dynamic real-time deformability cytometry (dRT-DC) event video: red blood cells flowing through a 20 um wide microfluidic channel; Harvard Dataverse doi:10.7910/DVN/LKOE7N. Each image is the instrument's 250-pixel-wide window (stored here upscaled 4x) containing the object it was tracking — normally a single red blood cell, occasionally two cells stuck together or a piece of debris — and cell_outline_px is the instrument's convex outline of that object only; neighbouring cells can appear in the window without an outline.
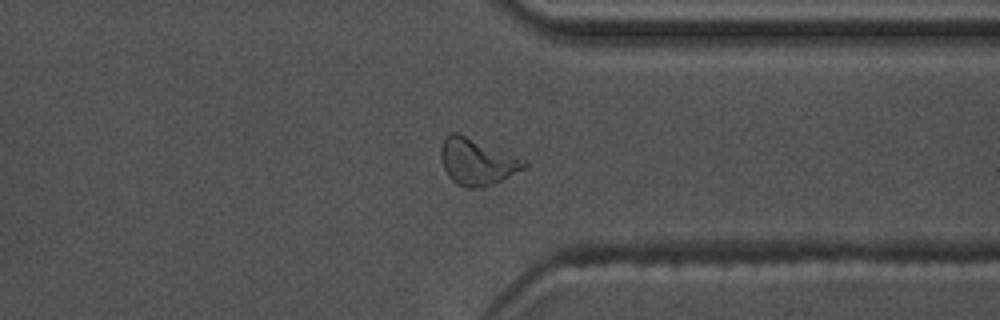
{"species": "common noctule bat (a hibernating species)", "species_latin": "Nyctalus noctula", "temperature_condition": "warm", "stored_images_in_passage": 54, "camera_frame_rate_fps": 3000, "um_per_image_px": 0.085, "animal": {"sex": "male", "body_mass_g": 17.5, "forearm_length_mm": 52.3}, "frame": {"image": 1, "passage_image": 42, "time_ms": 13.667, "image_size_px": [1000, 320], "cell_outline_px": [[528, 164], [524, 168], [484, 188], [464, 188], [456, 184], [448, 176], [444, 168], [440, 156], [440, 148], [444, 140], [452, 132], [456, 132], [528, 160]], "centroid_in_image_um": [40.54, 13.76], "position_along_channel_um": 370.9, "area_um2": 22.43}}
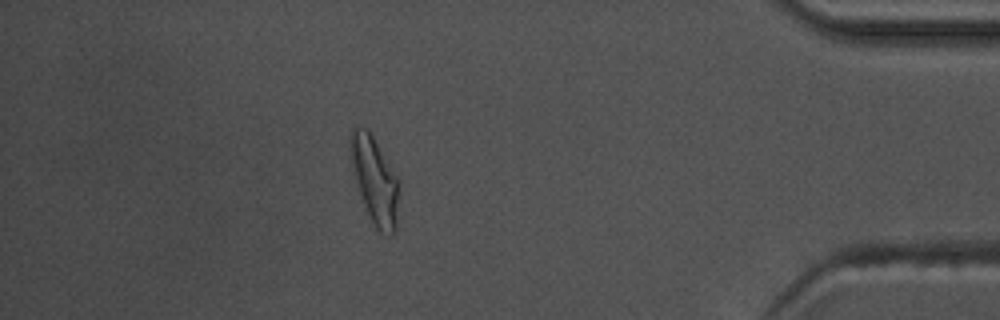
{"frame": {"image": 2, "passage_image": 48, "time_ms": 15.667, "image_size_px": [1000, 320], "cell_outline_px": [[400, 188], [396, 232], [388, 236], [380, 232], [376, 228], [364, 204], [352, 172], [348, 148], [348, 136], [352, 128], [368, 128], [400, 180]], "centroid_in_image_um": [31.86, 15.29], "position_along_channel_um": 403.3, "area_um2": 25.2}, "authors_computed_cell_mechanics": {"area_um2": 19.8832, "velocity_mm_per_s": 3.722, "shape_relaxation_time_tau1_ms": 6.1265, "shape_relaxation_time_tau2_ms": 1.24, "deformation_change_tau1": 0.2194, "deformation_change_tau2": 0.0772}}